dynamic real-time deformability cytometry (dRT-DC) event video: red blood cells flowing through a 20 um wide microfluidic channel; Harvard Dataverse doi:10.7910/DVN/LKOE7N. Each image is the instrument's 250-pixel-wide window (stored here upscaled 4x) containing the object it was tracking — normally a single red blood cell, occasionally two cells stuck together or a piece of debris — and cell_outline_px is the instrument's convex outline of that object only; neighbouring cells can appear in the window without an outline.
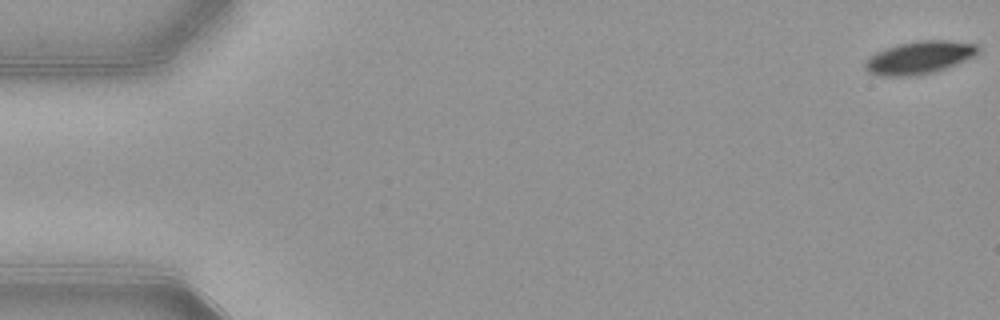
{"species": "common noctule bat (a hibernating species)", "species_latin": "Nyctalus noctula", "temperature_condition": "warm", "stored_images_in_passage": 54, "camera_frame_rate_fps": 3000, "um_per_image_px": 0.085, "animal": {"sex": "female", "body_mass_g": 21.9}, "frame": {"image": 1, "passage_image": 1, "time_ms": 0.0, "image_size_px": [1000, 320], "cell_outline_px": [[980, 52], [976, 56], [948, 68], [936, 72], [916, 76], [880, 76], [868, 72], [864, 68], [864, 60], [868, 56], [884, 48], [896, 44], [916, 40], [948, 40], [976, 44], [980, 48]], "centroid_in_image_um": [78.14, 4.89], "position_along_channel_um": 6.9, "area_um2": 22.25}}
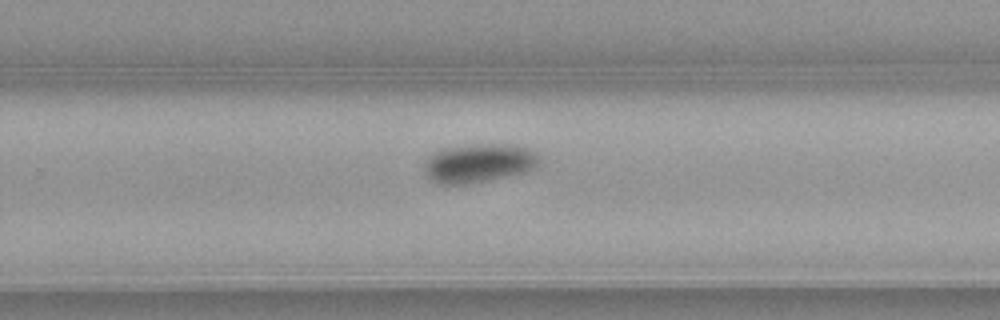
{"frame": {"image": 2, "passage_image": 35, "time_ms": 11.333, "image_size_px": [1000, 320], "cell_outline_px": [[540, 164], [536, 168], [528, 172], [468, 184], [436, 184], [424, 176], [424, 164], [436, 152], [444, 148], [476, 144], [516, 144], [528, 148], [536, 152], [540, 156]], "centroid_in_image_um": [40.75, 13.87], "position_along_channel_um": 289.0, "area_um2": 26.41}}
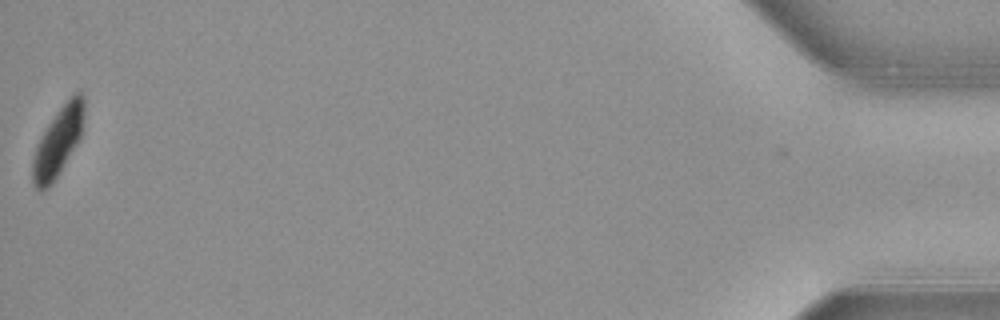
{"frame": {"image": 3, "passage_image": 54, "time_ms": 17.667, "image_size_px": [1000, 320], "cell_outline_px": [[84, 116], [80, 140], [60, 172], [52, 184], [48, 188], [40, 192], [36, 188], [32, 180], [32, 160], [36, 144], [40, 136], [56, 112], [68, 96], [76, 92], [80, 92], [84, 96]], "centroid_in_image_um": [4.93, 12.04], "position_along_channel_um": 430.3, "area_um2": 21.1}, "authors_computed_cell_mechanics": {"area_um2": 24.0448, "velocity_mm_per_s": 3.8661, "shape_relaxation_time_tau1_ms": 2.3551, "shape_relaxation_time_tau2_ms": null, "deformation_change_tau1": 0.0925, "deformation_change_tau2": null}}